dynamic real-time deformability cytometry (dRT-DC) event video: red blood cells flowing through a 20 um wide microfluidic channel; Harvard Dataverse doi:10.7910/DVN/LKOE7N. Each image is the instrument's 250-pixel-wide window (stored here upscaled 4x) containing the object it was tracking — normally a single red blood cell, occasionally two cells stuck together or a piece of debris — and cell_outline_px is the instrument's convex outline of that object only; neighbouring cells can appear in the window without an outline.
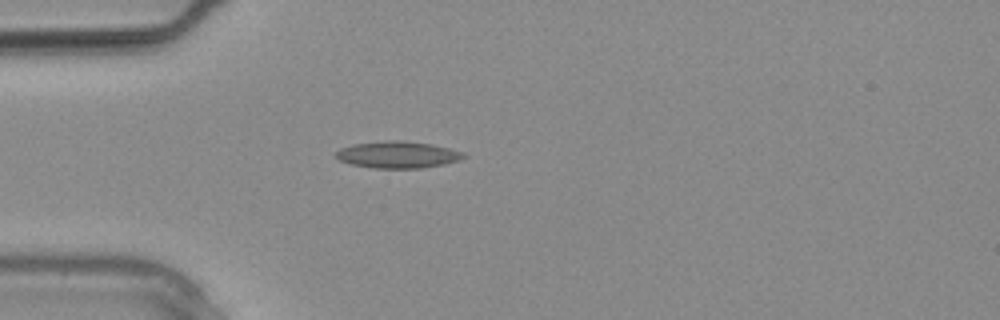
{"species": "common noctule bat (a hibernating species)", "species_latin": "Nyctalus noctula", "temperature_condition": "warm", "stored_images_in_passage": 10, "camera_frame_rate_fps": 3000, "um_per_image_px": 0.085, "animal": {"sex": "male", "body_mass_g": 20.4}, "frame": {"image": 1, "passage_image": 6, "time_ms": 1.667, "image_size_px": [1000, 320], "cell_outline_px": [[468, 156], [444, 164], [420, 168], [372, 168], [352, 164], [340, 160], [336, 156], [336, 152], [340, 148], [352, 144], [388, 140], [400, 140], [432, 144], [464, 152]], "centroid_in_image_um": [33.8, 13.14], "position_along_channel_um": 51.2, "area_um2": 19.83}}